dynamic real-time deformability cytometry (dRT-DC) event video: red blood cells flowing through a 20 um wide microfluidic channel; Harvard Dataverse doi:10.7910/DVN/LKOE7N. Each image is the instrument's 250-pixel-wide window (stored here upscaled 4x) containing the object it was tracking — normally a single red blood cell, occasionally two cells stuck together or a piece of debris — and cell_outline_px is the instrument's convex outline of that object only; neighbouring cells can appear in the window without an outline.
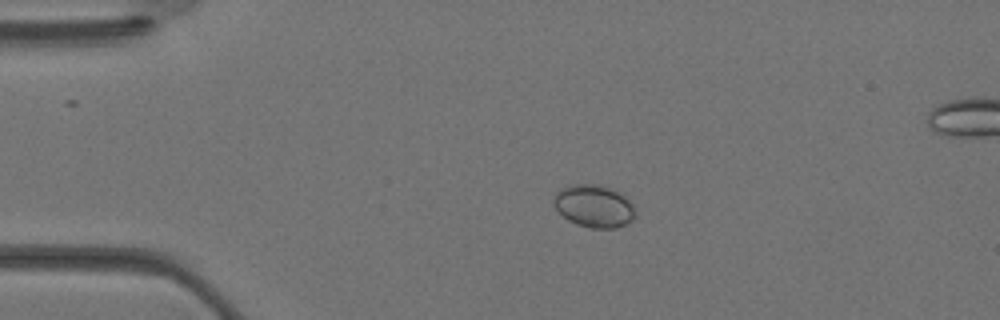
{"species": "Egyptian fruit bat (a non-hibernating species)", "species_latin": "Rousettus aegyptiacus", "temperature_condition": "warm", "stored_images_in_passage": 37, "segment_of_instrument_passage": [1, 2], "camera_frame_rate_fps": 3000, "um_per_image_px": 0.085, "animal": {"sex": "female"}, "frame": {"image": 1, "passage_image": 8, "time_ms": 2.333, "image_size_px": [1000, 320], "cell_outline_px": [[636, 216], [632, 220], [616, 228], [588, 228], [576, 224], [568, 220], [552, 204], [552, 200], [556, 192], [560, 188], [568, 184], [592, 184], [612, 188], [624, 196], [632, 204]], "centroid_in_image_um": [50.45, 17.51], "position_along_channel_um": 34.6, "area_um2": 20.29}}
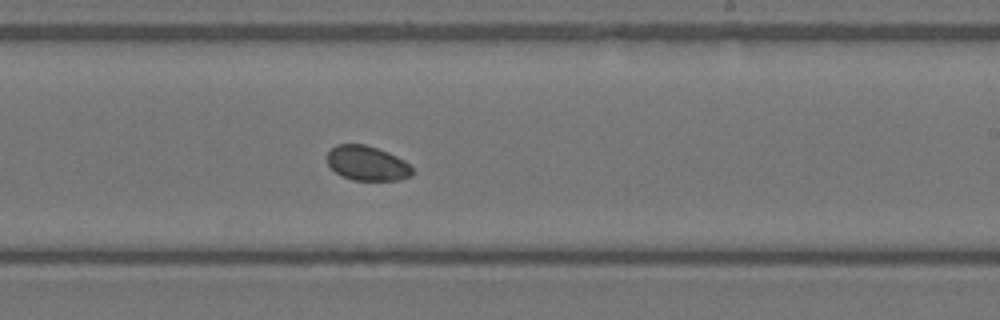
{"frame": {"image": 2, "passage_image": 22, "time_ms": 7.0, "image_size_px": [1000, 320], "cell_outline_px": [[412, 172], [408, 176], [400, 180], [352, 180], [336, 172], [328, 164], [328, 152], [336, 144], [364, 144], [388, 152], [404, 160], [412, 168]], "centroid_in_image_um": [31.2, 13.87], "position_along_channel_um": 257.8, "area_um2": 16.94}}
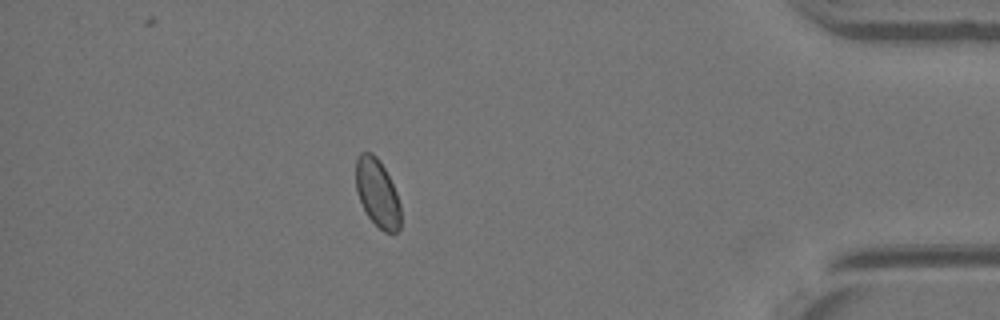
{"frame": {"image": 3, "passage_image": 32, "time_ms": 10.333, "image_size_px": [1000, 320], "cell_outline_px": [[400, 228], [396, 232], [384, 232], [368, 216], [356, 192], [356, 160], [360, 152], [372, 152], [380, 160], [396, 192], [400, 204]], "centroid_in_image_um": [32.07, 16.38], "position_along_channel_um": 403.1, "area_um2": 17.57}}